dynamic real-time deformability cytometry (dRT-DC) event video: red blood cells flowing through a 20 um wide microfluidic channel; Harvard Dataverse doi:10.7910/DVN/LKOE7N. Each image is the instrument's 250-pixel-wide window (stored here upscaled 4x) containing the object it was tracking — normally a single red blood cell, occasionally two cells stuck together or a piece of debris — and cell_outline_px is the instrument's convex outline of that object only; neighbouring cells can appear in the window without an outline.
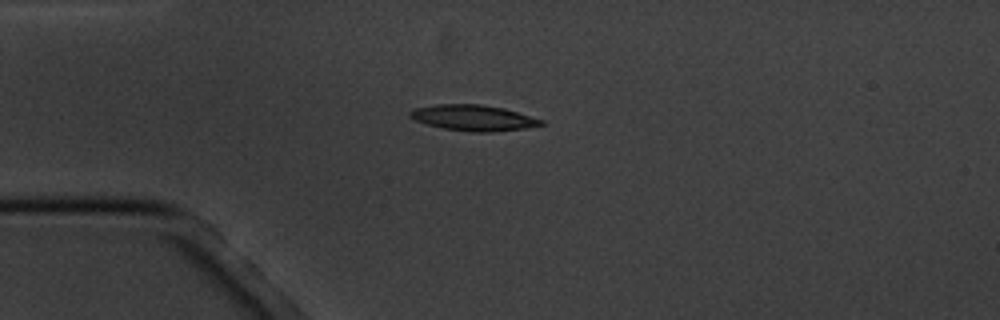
{"species": "common noctule bat (a hibernating species)", "species_latin": "Nyctalus noctula", "temperature_condition": "cold", "stored_images_in_passage": 6, "camera_frame_rate_fps": 3000, "um_per_image_px": 0.085, "animal": {"sex": "male", "body_mass_g": 20.1, "forearm_length_mm": 53.5}, "frame": {"image": 1, "passage_image": 4, "time_ms": 3.667, "image_size_px": [1000, 320], "cell_outline_px": [[544, 124], [524, 128], [492, 132], [472, 132], [440, 128], [416, 120], [408, 116], [408, 112], [412, 108], [436, 104], [480, 104], [504, 108], [544, 120]], "centroid_in_image_um": [40.19, 10.01], "position_along_channel_um": 44.8, "area_um2": 19.77}}
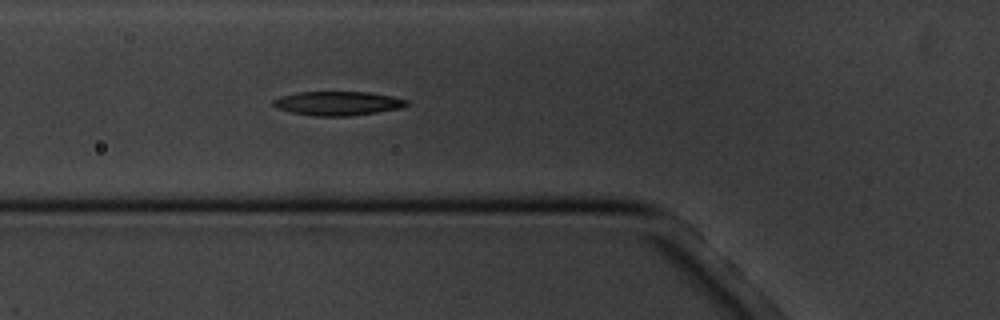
{"frame": {"image": 2, "passage_image": 6, "time_ms": 5.667, "image_size_px": [1000, 320], "cell_outline_px": [[408, 104], [400, 108], [376, 112], [348, 116], [312, 116], [292, 112], [276, 108], [272, 104], [272, 100], [280, 96], [296, 92], [368, 92], [392, 96], [408, 100]], "centroid_in_image_um": [28.67, 8.78], "position_along_channel_um": 97.1, "area_um2": 18.67}}